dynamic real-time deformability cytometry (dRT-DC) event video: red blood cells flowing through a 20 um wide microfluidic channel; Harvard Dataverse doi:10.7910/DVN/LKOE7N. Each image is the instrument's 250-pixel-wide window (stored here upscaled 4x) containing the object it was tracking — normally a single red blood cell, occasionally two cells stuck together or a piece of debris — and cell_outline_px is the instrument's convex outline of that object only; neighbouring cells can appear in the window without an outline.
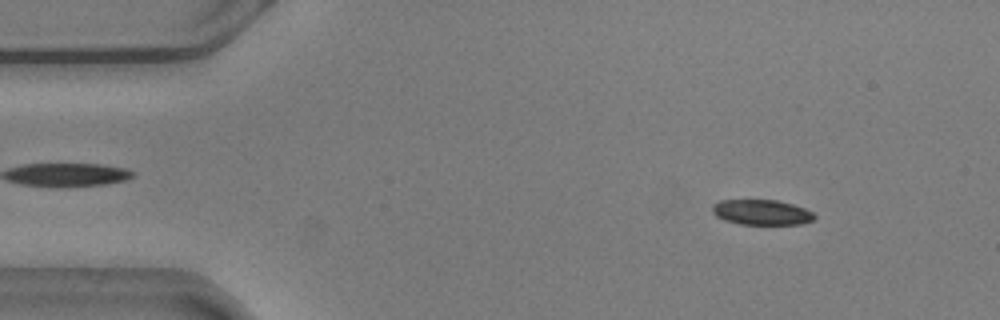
{"species": "common noctule bat (a hibernating species)", "species_latin": "Nyctalus noctula", "temperature_condition": "warm", "stored_images_in_passage": 55, "camera_frame_rate_fps": 3000, "um_per_image_px": 0.085, "animal": {"sex": "male", "body_mass_g": 20.5, "forearm_length_mm": 52.5}, "frame": {"image": 1, "passage_image": 6, "time_ms": 1.667, "image_size_px": [1000, 320], "cell_outline_px": [[816, 216], [812, 220], [800, 224], [740, 224], [724, 220], [716, 216], [712, 212], [712, 204], [720, 200], [776, 200], [792, 204], [804, 208], [812, 212]], "centroid_in_image_um": [64.7, 18.04], "position_along_channel_um": 20.3, "area_um2": 14.97}}
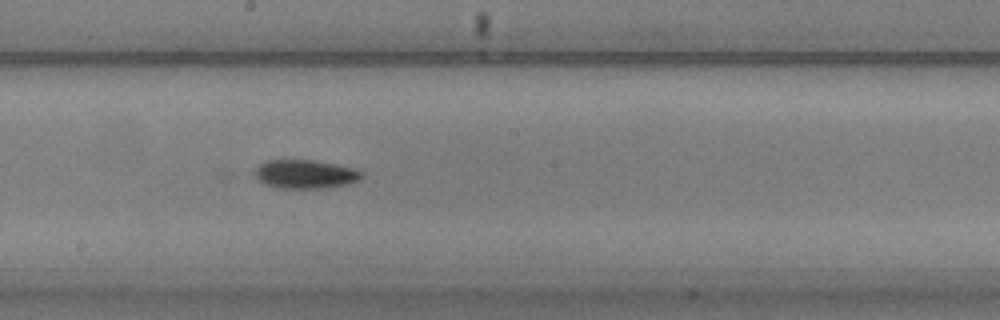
{"frame": {"image": 2, "passage_image": 29, "time_ms": 9.333, "image_size_px": [1000, 320], "cell_outline_px": [[364, 176], [360, 180], [348, 184], [324, 188], [272, 188], [264, 184], [252, 172], [264, 160], [316, 160], [336, 164], [352, 168], [364, 172]], "centroid_in_image_um": [25.94, 14.8], "position_along_channel_um": 222.3, "area_um2": 18.15}}
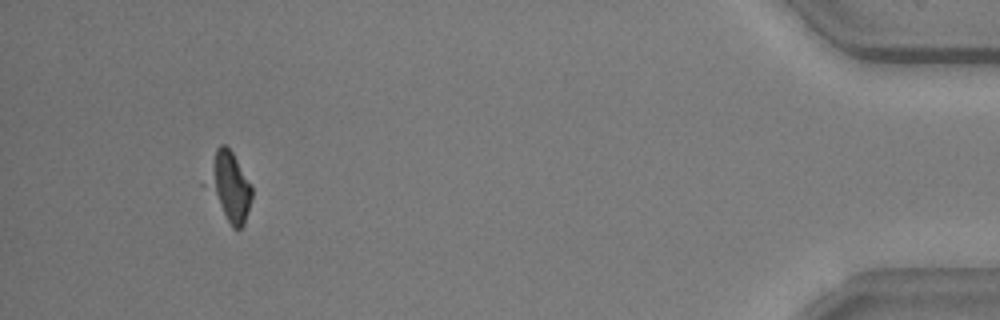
{"frame": {"image": 3, "passage_image": 51, "time_ms": 16.667, "image_size_px": [1000, 320], "cell_outline_px": [[252, 196], [244, 224], [240, 228], [232, 228], [200, 184], [216, 148], [220, 144], [224, 144], [232, 152], [252, 184]], "centroid_in_image_um": [19.39, 15.85], "position_along_channel_um": 415.8, "area_um2": 19.07}, "authors_computed_cell_mechanics": {"area_um2": 17.3978, "velocity_mm_per_s": 3.6118, "shape_relaxation_time_tau1_ms": 2.1294, "shape_relaxation_time_tau2_ms": 6.7501, "deformation_change_tau1": 0.1143, "deformation_change_tau2": 0.1122}}